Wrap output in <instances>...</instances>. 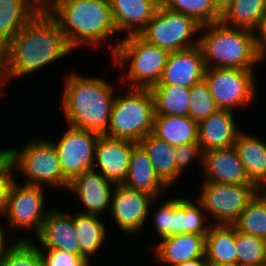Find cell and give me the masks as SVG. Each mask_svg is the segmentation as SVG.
<instances>
[{"label": "cell", "instance_id": "6da1fadb", "mask_svg": "<svg viewBox=\"0 0 266 266\" xmlns=\"http://www.w3.org/2000/svg\"><path fill=\"white\" fill-rule=\"evenodd\" d=\"M72 52L57 22L42 8L5 47L1 94L8 79L27 77Z\"/></svg>", "mask_w": 266, "mask_h": 266}, {"label": "cell", "instance_id": "7a4b0ae2", "mask_svg": "<svg viewBox=\"0 0 266 266\" xmlns=\"http://www.w3.org/2000/svg\"><path fill=\"white\" fill-rule=\"evenodd\" d=\"M43 8L57 22L73 51L83 46L97 50L108 43L113 55L122 40L116 38L109 0H48ZM113 37L118 40L115 44L111 43Z\"/></svg>", "mask_w": 266, "mask_h": 266}, {"label": "cell", "instance_id": "3957f363", "mask_svg": "<svg viewBox=\"0 0 266 266\" xmlns=\"http://www.w3.org/2000/svg\"><path fill=\"white\" fill-rule=\"evenodd\" d=\"M68 74V75H67ZM64 79L62 106L69 126L105 135L116 95L114 83L101 77L68 72Z\"/></svg>", "mask_w": 266, "mask_h": 266}, {"label": "cell", "instance_id": "277c9868", "mask_svg": "<svg viewBox=\"0 0 266 266\" xmlns=\"http://www.w3.org/2000/svg\"><path fill=\"white\" fill-rule=\"evenodd\" d=\"M199 33L206 68L254 70L262 62L255 50L254 31L219 21L201 26Z\"/></svg>", "mask_w": 266, "mask_h": 266}, {"label": "cell", "instance_id": "5b68a950", "mask_svg": "<svg viewBox=\"0 0 266 266\" xmlns=\"http://www.w3.org/2000/svg\"><path fill=\"white\" fill-rule=\"evenodd\" d=\"M169 54L140 35H130L122 38L111 57L120 70L128 65L127 75H121L122 86L125 83L124 87L150 89L159 83Z\"/></svg>", "mask_w": 266, "mask_h": 266}, {"label": "cell", "instance_id": "8992f818", "mask_svg": "<svg viewBox=\"0 0 266 266\" xmlns=\"http://www.w3.org/2000/svg\"><path fill=\"white\" fill-rule=\"evenodd\" d=\"M154 115L150 90L126 87L115 97L105 135L138 143L152 133Z\"/></svg>", "mask_w": 266, "mask_h": 266}, {"label": "cell", "instance_id": "52a82bcc", "mask_svg": "<svg viewBox=\"0 0 266 266\" xmlns=\"http://www.w3.org/2000/svg\"><path fill=\"white\" fill-rule=\"evenodd\" d=\"M12 167L26 177L24 184L68 189L70 182L62 174L57 150L47 138L35 137L22 148L13 147Z\"/></svg>", "mask_w": 266, "mask_h": 266}, {"label": "cell", "instance_id": "ba28073f", "mask_svg": "<svg viewBox=\"0 0 266 266\" xmlns=\"http://www.w3.org/2000/svg\"><path fill=\"white\" fill-rule=\"evenodd\" d=\"M201 25L193 18L166 8L162 3L146 28L139 34L153 45L175 52L199 44Z\"/></svg>", "mask_w": 266, "mask_h": 266}, {"label": "cell", "instance_id": "9c48e42d", "mask_svg": "<svg viewBox=\"0 0 266 266\" xmlns=\"http://www.w3.org/2000/svg\"><path fill=\"white\" fill-rule=\"evenodd\" d=\"M255 70L239 68H206L204 79L217 107L236 111L247 108L258 92ZM257 90V91H256Z\"/></svg>", "mask_w": 266, "mask_h": 266}, {"label": "cell", "instance_id": "30bf717a", "mask_svg": "<svg viewBox=\"0 0 266 266\" xmlns=\"http://www.w3.org/2000/svg\"><path fill=\"white\" fill-rule=\"evenodd\" d=\"M201 185L197 199L213 225H232L260 191L255 184L202 182Z\"/></svg>", "mask_w": 266, "mask_h": 266}, {"label": "cell", "instance_id": "8fae6325", "mask_svg": "<svg viewBox=\"0 0 266 266\" xmlns=\"http://www.w3.org/2000/svg\"><path fill=\"white\" fill-rule=\"evenodd\" d=\"M45 192L42 186L14 182L8 201V209L4 220L8 227L29 231L36 237L50 208L46 210Z\"/></svg>", "mask_w": 266, "mask_h": 266}, {"label": "cell", "instance_id": "7c38bea8", "mask_svg": "<svg viewBox=\"0 0 266 266\" xmlns=\"http://www.w3.org/2000/svg\"><path fill=\"white\" fill-rule=\"evenodd\" d=\"M55 146L63 176L71 182L75 177L93 169L99 134L67 125Z\"/></svg>", "mask_w": 266, "mask_h": 266}, {"label": "cell", "instance_id": "4fadbf2b", "mask_svg": "<svg viewBox=\"0 0 266 266\" xmlns=\"http://www.w3.org/2000/svg\"><path fill=\"white\" fill-rule=\"evenodd\" d=\"M156 200L157 198L146 192L132 190L122 184L116 185L108 214L122 233L132 236L141 233L145 228L149 213H152V203Z\"/></svg>", "mask_w": 266, "mask_h": 266}, {"label": "cell", "instance_id": "5bb4252c", "mask_svg": "<svg viewBox=\"0 0 266 266\" xmlns=\"http://www.w3.org/2000/svg\"><path fill=\"white\" fill-rule=\"evenodd\" d=\"M136 144L134 141L100 135L97 139L93 169L114 184H123Z\"/></svg>", "mask_w": 266, "mask_h": 266}, {"label": "cell", "instance_id": "9a60e30c", "mask_svg": "<svg viewBox=\"0 0 266 266\" xmlns=\"http://www.w3.org/2000/svg\"><path fill=\"white\" fill-rule=\"evenodd\" d=\"M116 184L107 180L100 172L92 169L75 177L68 190L76 194L85 211L81 214L100 216L110 210L112 193Z\"/></svg>", "mask_w": 266, "mask_h": 266}, {"label": "cell", "instance_id": "2e32d148", "mask_svg": "<svg viewBox=\"0 0 266 266\" xmlns=\"http://www.w3.org/2000/svg\"><path fill=\"white\" fill-rule=\"evenodd\" d=\"M206 65L200 45L170 52L159 85L192 87L204 78Z\"/></svg>", "mask_w": 266, "mask_h": 266}, {"label": "cell", "instance_id": "e0dca14e", "mask_svg": "<svg viewBox=\"0 0 266 266\" xmlns=\"http://www.w3.org/2000/svg\"><path fill=\"white\" fill-rule=\"evenodd\" d=\"M202 182L253 184L234 146L203 152Z\"/></svg>", "mask_w": 266, "mask_h": 266}, {"label": "cell", "instance_id": "ac0fdd59", "mask_svg": "<svg viewBox=\"0 0 266 266\" xmlns=\"http://www.w3.org/2000/svg\"><path fill=\"white\" fill-rule=\"evenodd\" d=\"M34 243L39 250H64L80 255L79 242L73 224V214L50 208Z\"/></svg>", "mask_w": 266, "mask_h": 266}, {"label": "cell", "instance_id": "d6986e66", "mask_svg": "<svg viewBox=\"0 0 266 266\" xmlns=\"http://www.w3.org/2000/svg\"><path fill=\"white\" fill-rule=\"evenodd\" d=\"M109 1L118 34L123 32L125 34L124 37L139 35L146 28L161 5V0Z\"/></svg>", "mask_w": 266, "mask_h": 266}, {"label": "cell", "instance_id": "ffe728a7", "mask_svg": "<svg viewBox=\"0 0 266 266\" xmlns=\"http://www.w3.org/2000/svg\"><path fill=\"white\" fill-rule=\"evenodd\" d=\"M234 113V114H233ZM235 112L219 109L198 123V144L203 152L234 146L241 131Z\"/></svg>", "mask_w": 266, "mask_h": 266}, {"label": "cell", "instance_id": "44dd1931", "mask_svg": "<svg viewBox=\"0 0 266 266\" xmlns=\"http://www.w3.org/2000/svg\"><path fill=\"white\" fill-rule=\"evenodd\" d=\"M156 242L153 253L158 261L165 266L205 257L206 235L199 234H174L164 237Z\"/></svg>", "mask_w": 266, "mask_h": 266}, {"label": "cell", "instance_id": "7402d4cb", "mask_svg": "<svg viewBox=\"0 0 266 266\" xmlns=\"http://www.w3.org/2000/svg\"><path fill=\"white\" fill-rule=\"evenodd\" d=\"M122 185L132 190L146 192L157 199L169 189L158 178L148 154L139 143L133 148L128 173Z\"/></svg>", "mask_w": 266, "mask_h": 266}, {"label": "cell", "instance_id": "603a6c76", "mask_svg": "<svg viewBox=\"0 0 266 266\" xmlns=\"http://www.w3.org/2000/svg\"><path fill=\"white\" fill-rule=\"evenodd\" d=\"M234 147L249 180L259 189L266 187V142L241 130Z\"/></svg>", "mask_w": 266, "mask_h": 266}, {"label": "cell", "instance_id": "cb8c5ba5", "mask_svg": "<svg viewBox=\"0 0 266 266\" xmlns=\"http://www.w3.org/2000/svg\"><path fill=\"white\" fill-rule=\"evenodd\" d=\"M42 8L39 0H0V43L6 47Z\"/></svg>", "mask_w": 266, "mask_h": 266}, {"label": "cell", "instance_id": "d4e9b609", "mask_svg": "<svg viewBox=\"0 0 266 266\" xmlns=\"http://www.w3.org/2000/svg\"><path fill=\"white\" fill-rule=\"evenodd\" d=\"M152 134L176 147L198 143V123L189 116L155 114Z\"/></svg>", "mask_w": 266, "mask_h": 266}, {"label": "cell", "instance_id": "484cf974", "mask_svg": "<svg viewBox=\"0 0 266 266\" xmlns=\"http://www.w3.org/2000/svg\"><path fill=\"white\" fill-rule=\"evenodd\" d=\"M99 216L73 213V224L79 242L80 255L90 263L100 249L108 235L105 223ZM92 256V257H91Z\"/></svg>", "mask_w": 266, "mask_h": 266}, {"label": "cell", "instance_id": "4316f807", "mask_svg": "<svg viewBox=\"0 0 266 266\" xmlns=\"http://www.w3.org/2000/svg\"><path fill=\"white\" fill-rule=\"evenodd\" d=\"M148 154L158 178L170 189L176 183V146L169 145L152 133L138 142Z\"/></svg>", "mask_w": 266, "mask_h": 266}, {"label": "cell", "instance_id": "83f0119b", "mask_svg": "<svg viewBox=\"0 0 266 266\" xmlns=\"http://www.w3.org/2000/svg\"><path fill=\"white\" fill-rule=\"evenodd\" d=\"M205 246L208 264H237L235 228L232 225L212 224Z\"/></svg>", "mask_w": 266, "mask_h": 266}, {"label": "cell", "instance_id": "f1b7e54d", "mask_svg": "<svg viewBox=\"0 0 266 266\" xmlns=\"http://www.w3.org/2000/svg\"><path fill=\"white\" fill-rule=\"evenodd\" d=\"M197 202V203H196ZM175 197L174 234L207 235L212 225L207 218L202 202Z\"/></svg>", "mask_w": 266, "mask_h": 266}, {"label": "cell", "instance_id": "f546056e", "mask_svg": "<svg viewBox=\"0 0 266 266\" xmlns=\"http://www.w3.org/2000/svg\"><path fill=\"white\" fill-rule=\"evenodd\" d=\"M149 90L153 96L155 114L188 116L190 88L156 84Z\"/></svg>", "mask_w": 266, "mask_h": 266}, {"label": "cell", "instance_id": "4dcf8cb0", "mask_svg": "<svg viewBox=\"0 0 266 266\" xmlns=\"http://www.w3.org/2000/svg\"><path fill=\"white\" fill-rule=\"evenodd\" d=\"M265 14V0H233L220 21L227 26L254 31Z\"/></svg>", "mask_w": 266, "mask_h": 266}, {"label": "cell", "instance_id": "1f68e13d", "mask_svg": "<svg viewBox=\"0 0 266 266\" xmlns=\"http://www.w3.org/2000/svg\"><path fill=\"white\" fill-rule=\"evenodd\" d=\"M236 231L266 240V196L259 191L232 224Z\"/></svg>", "mask_w": 266, "mask_h": 266}, {"label": "cell", "instance_id": "d6a6232c", "mask_svg": "<svg viewBox=\"0 0 266 266\" xmlns=\"http://www.w3.org/2000/svg\"><path fill=\"white\" fill-rule=\"evenodd\" d=\"M29 235L15 239L0 258V266H42V258L35 240Z\"/></svg>", "mask_w": 266, "mask_h": 266}, {"label": "cell", "instance_id": "836d02e7", "mask_svg": "<svg viewBox=\"0 0 266 266\" xmlns=\"http://www.w3.org/2000/svg\"><path fill=\"white\" fill-rule=\"evenodd\" d=\"M168 9L193 18L201 26L219 22L221 14L213 0H161Z\"/></svg>", "mask_w": 266, "mask_h": 266}, {"label": "cell", "instance_id": "e575fe53", "mask_svg": "<svg viewBox=\"0 0 266 266\" xmlns=\"http://www.w3.org/2000/svg\"><path fill=\"white\" fill-rule=\"evenodd\" d=\"M235 247L239 266H266V240L235 230Z\"/></svg>", "mask_w": 266, "mask_h": 266}, {"label": "cell", "instance_id": "d590c367", "mask_svg": "<svg viewBox=\"0 0 266 266\" xmlns=\"http://www.w3.org/2000/svg\"><path fill=\"white\" fill-rule=\"evenodd\" d=\"M219 110L212 97L208 84L203 78L190 87V106L188 116L199 123Z\"/></svg>", "mask_w": 266, "mask_h": 266}, {"label": "cell", "instance_id": "8d00e7d4", "mask_svg": "<svg viewBox=\"0 0 266 266\" xmlns=\"http://www.w3.org/2000/svg\"><path fill=\"white\" fill-rule=\"evenodd\" d=\"M163 203L156 207L152 226L154 225V229L156 237L158 236L159 240L174 235V222H175V198H169L166 201H162Z\"/></svg>", "mask_w": 266, "mask_h": 266}, {"label": "cell", "instance_id": "74e56055", "mask_svg": "<svg viewBox=\"0 0 266 266\" xmlns=\"http://www.w3.org/2000/svg\"><path fill=\"white\" fill-rule=\"evenodd\" d=\"M198 156V157H197ZM194 159H199V167L203 168V151L198 143H187L176 147L175 164H176V183L180 179L181 174L186 170L189 164L193 163Z\"/></svg>", "mask_w": 266, "mask_h": 266}, {"label": "cell", "instance_id": "f35d334b", "mask_svg": "<svg viewBox=\"0 0 266 266\" xmlns=\"http://www.w3.org/2000/svg\"><path fill=\"white\" fill-rule=\"evenodd\" d=\"M42 266H91L81 255L67 253L64 250H39Z\"/></svg>", "mask_w": 266, "mask_h": 266}, {"label": "cell", "instance_id": "ab89813d", "mask_svg": "<svg viewBox=\"0 0 266 266\" xmlns=\"http://www.w3.org/2000/svg\"><path fill=\"white\" fill-rule=\"evenodd\" d=\"M13 172L15 174V171L12 169L3 179L0 180V217H2V219L6 215L10 190L16 180Z\"/></svg>", "mask_w": 266, "mask_h": 266}, {"label": "cell", "instance_id": "60d3db41", "mask_svg": "<svg viewBox=\"0 0 266 266\" xmlns=\"http://www.w3.org/2000/svg\"><path fill=\"white\" fill-rule=\"evenodd\" d=\"M255 50L261 61L266 60V14L254 30Z\"/></svg>", "mask_w": 266, "mask_h": 266}, {"label": "cell", "instance_id": "b9f144b4", "mask_svg": "<svg viewBox=\"0 0 266 266\" xmlns=\"http://www.w3.org/2000/svg\"><path fill=\"white\" fill-rule=\"evenodd\" d=\"M12 169V148L0 149V180Z\"/></svg>", "mask_w": 266, "mask_h": 266}, {"label": "cell", "instance_id": "7bdbcfd3", "mask_svg": "<svg viewBox=\"0 0 266 266\" xmlns=\"http://www.w3.org/2000/svg\"><path fill=\"white\" fill-rule=\"evenodd\" d=\"M0 220V258L3 256L6 248L13 242V240H8V238L12 239L11 237L7 236V229L3 224H1Z\"/></svg>", "mask_w": 266, "mask_h": 266}, {"label": "cell", "instance_id": "ee69618b", "mask_svg": "<svg viewBox=\"0 0 266 266\" xmlns=\"http://www.w3.org/2000/svg\"><path fill=\"white\" fill-rule=\"evenodd\" d=\"M207 265H208V261L206 260V257H198V258L177 264L175 266H207Z\"/></svg>", "mask_w": 266, "mask_h": 266}, {"label": "cell", "instance_id": "f6af8a7d", "mask_svg": "<svg viewBox=\"0 0 266 266\" xmlns=\"http://www.w3.org/2000/svg\"><path fill=\"white\" fill-rule=\"evenodd\" d=\"M216 10L222 15L233 3V0H213Z\"/></svg>", "mask_w": 266, "mask_h": 266}, {"label": "cell", "instance_id": "bcb514c9", "mask_svg": "<svg viewBox=\"0 0 266 266\" xmlns=\"http://www.w3.org/2000/svg\"><path fill=\"white\" fill-rule=\"evenodd\" d=\"M5 65V47L0 43V75Z\"/></svg>", "mask_w": 266, "mask_h": 266}, {"label": "cell", "instance_id": "7dc6e473", "mask_svg": "<svg viewBox=\"0 0 266 266\" xmlns=\"http://www.w3.org/2000/svg\"><path fill=\"white\" fill-rule=\"evenodd\" d=\"M210 266H239L238 264H208Z\"/></svg>", "mask_w": 266, "mask_h": 266}, {"label": "cell", "instance_id": "c3c4849f", "mask_svg": "<svg viewBox=\"0 0 266 266\" xmlns=\"http://www.w3.org/2000/svg\"><path fill=\"white\" fill-rule=\"evenodd\" d=\"M260 191L266 196V191L263 188Z\"/></svg>", "mask_w": 266, "mask_h": 266}, {"label": "cell", "instance_id": "681fc988", "mask_svg": "<svg viewBox=\"0 0 266 266\" xmlns=\"http://www.w3.org/2000/svg\"><path fill=\"white\" fill-rule=\"evenodd\" d=\"M42 4L46 3L48 0H39Z\"/></svg>", "mask_w": 266, "mask_h": 266}]
</instances>
